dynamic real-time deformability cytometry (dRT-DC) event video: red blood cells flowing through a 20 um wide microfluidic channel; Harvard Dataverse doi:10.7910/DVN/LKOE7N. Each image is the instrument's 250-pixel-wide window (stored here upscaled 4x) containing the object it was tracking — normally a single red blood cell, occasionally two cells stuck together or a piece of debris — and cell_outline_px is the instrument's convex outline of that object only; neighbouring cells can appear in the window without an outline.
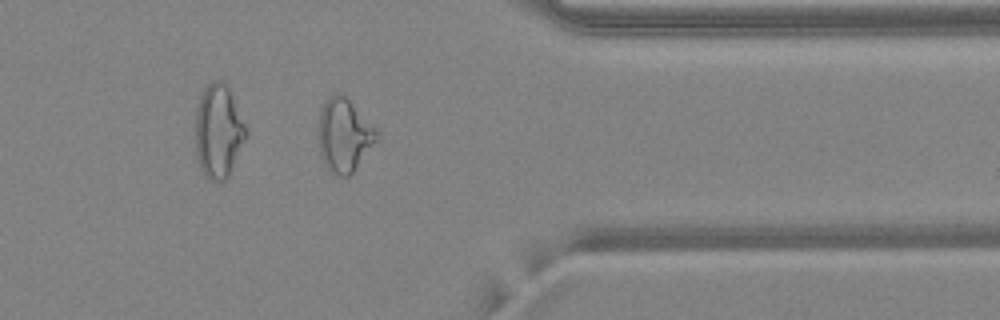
{"species": "common noctule bat (a hibernating species)", "species_latin": "Nyctalus noctula", "temperature_condition": "warm", "stored_images_in_passage": 35, "camera_frame_rate_fps": 3000, "um_per_image_px": 0.085, "animal": {"sex": "female", "body_mass_g": 24.6, "forearm_length_mm": 56.2}, "frame": {"image": 1, "passage_image": 25, "time_ms": 8.0, "image_size_px": [1000, 320], "cell_outline_px": [[380, 136], [352, 172], [348, 176], [340, 176], [332, 172], [324, 164], [320, 156], [320, 108], [328, 96], [344, 96], [376, 128]], "centroid_in_image_um": [29.26, 11.52], "position_along_channel_um": 382.1, "area_um2": 24.04}, "authors_computed_cell_mechanics": {"area_um2": 21.1548, "velocity_mm_per_s": 4.1923, "shape_relaxation_time_tau1_ms": null, "shape_relaxation_time_tau2_ms": 2.1315, "deformation_change_tau1": null, "deformation_change_tau2": 0.0843}}